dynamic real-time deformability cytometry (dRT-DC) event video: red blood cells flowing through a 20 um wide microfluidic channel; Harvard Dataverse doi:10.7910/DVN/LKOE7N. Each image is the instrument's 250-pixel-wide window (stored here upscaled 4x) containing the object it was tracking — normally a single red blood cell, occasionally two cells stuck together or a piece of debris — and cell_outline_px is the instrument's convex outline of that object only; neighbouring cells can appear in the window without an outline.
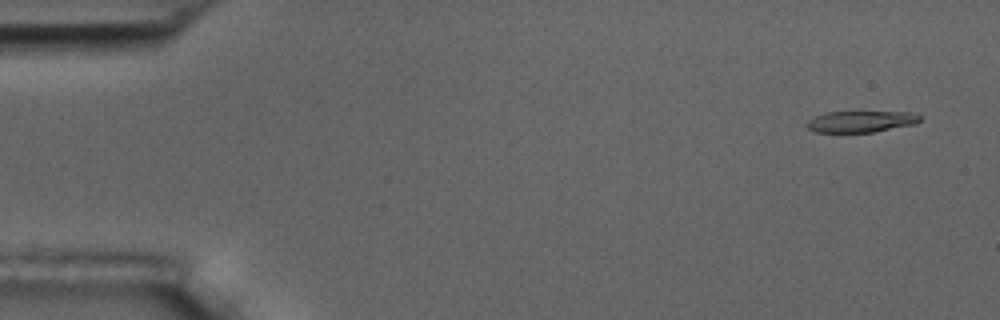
{"species": "common noctule bat (a hibernating species)", "species_latin": "Nyctalus noctula", "temperature_condition": "room temperature", "stored_images_in_passage": 4, "camera_frame_rate_fps": 3000, "um_per_image_px": 0.085, "animal": {"sex": "male", "body_mass_g": 17.5, "forearm_length_mm": 52.3}, "frame": {"image": 1, "passage_image": 1, "time_ms": 0.0, "image_size_px": [1000, 320], "cell_outline_px": [[920, 120], [916, 124], [872, 132], [816, 132], [808, 128], [804, 124], [808, 120], [824, 112], [912, 112], [920, 116]], "centroid_in_image_um": [73.16, 10.33], "position_along_channel_um": 11.8, "area_um2": 14.05}}
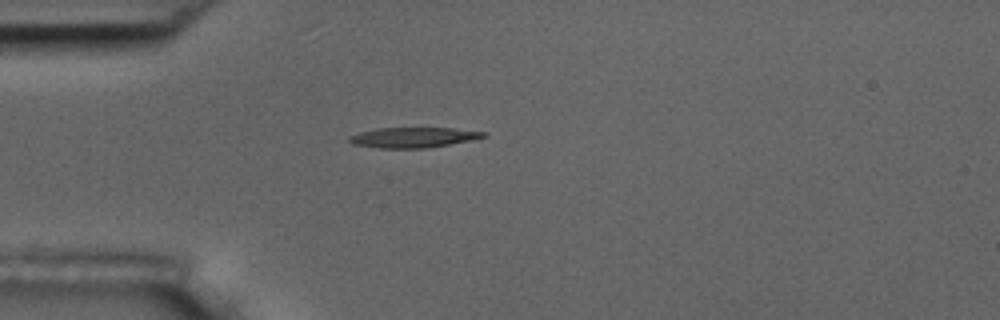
{"frame": {"image": 2, "passage_image": 4, "time_ms": 4.0, "image_size_px": [1000, 320], "cell_outline_px": [[488, 136], [472, 140], [428, 148], [380, 148], [352, 144], [348, 140], [348, 136], [360, 132], [376, 128], [452, 128], [488, 132]], "centroid_in_image_um": [35.15, 11.68], "position_along_channel_um": 49.9, "area_um2": 15.95}}